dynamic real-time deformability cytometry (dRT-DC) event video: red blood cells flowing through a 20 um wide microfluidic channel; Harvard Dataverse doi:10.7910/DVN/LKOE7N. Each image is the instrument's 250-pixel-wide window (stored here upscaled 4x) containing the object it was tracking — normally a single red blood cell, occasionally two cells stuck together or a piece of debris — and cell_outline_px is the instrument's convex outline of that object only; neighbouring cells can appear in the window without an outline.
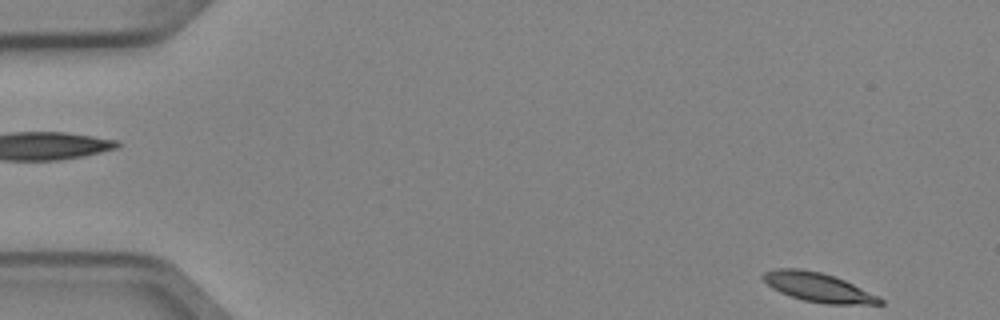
{"species": "Egyptian fruit bat (a non-hibernating species)", "species_latin": "Rousettus aegyptiacus", "temperature_condition": "cold", "stored_images_in_passage": 4, "camera_frame_rate_fps": 3000, "um_per_image_px": 0.085, "animal": {"sex": "female"}, "frame": {"image": 1, "passage_image": 1, "time_ms": 0.0, "image_size_px": [1000, 320], "cell_outline_px": [[884, 304], [824, 304], [804, 300], [780, 292], [772, 288], [760, 276], [764, 272], [776, 268], [800, 268], [820, 272], [844, 280], [880, 296], [884, 300]], "centroid_in_image_um": [69.55, 24.42], "position_along_channel_um": 15.4, "area_um2": 19.77}}
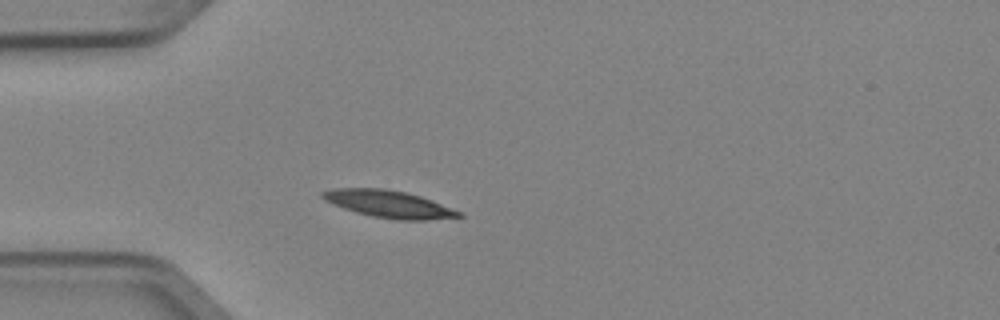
{"frame": {"image": 2, "passage_image": 4, "time_ms": 1.0, "image_size_px": [1000, 320], "cell_outline_px": [[464, 216], [428, 220], [400, 220], [372, 216], [356, 212], [332, 204], [324, 200], [320, 196], [320, 192], [332, 188], [384, 188], [404, 192], [420, 196], [432, 200], [460, 212]], "centroid_in_image_um": [33.0, 17.33], "position_along_channel_um": 52.0, "area_um2": 21.5}}